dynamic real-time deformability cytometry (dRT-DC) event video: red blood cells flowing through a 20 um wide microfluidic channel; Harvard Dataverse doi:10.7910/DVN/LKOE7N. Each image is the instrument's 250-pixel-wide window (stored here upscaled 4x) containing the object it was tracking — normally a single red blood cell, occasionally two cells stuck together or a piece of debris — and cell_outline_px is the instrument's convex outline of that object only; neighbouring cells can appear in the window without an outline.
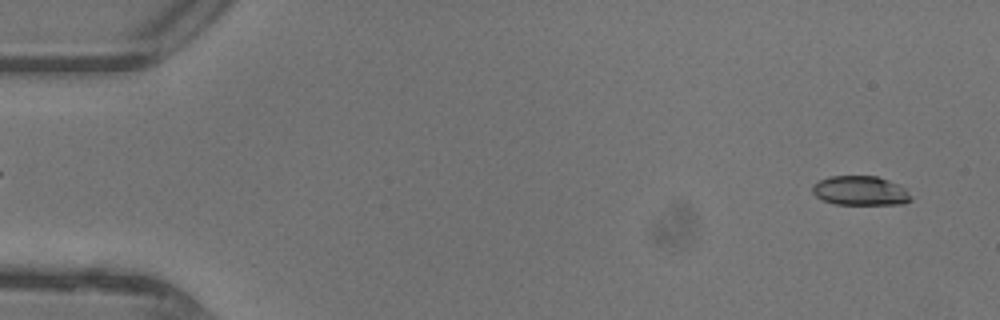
{"species": "common noctule bat (a hibernating species)", "species_latin": "Nyctalus noctula", "temperature_condition": "warm", "stored_images_in_passage": 46, "camera_frame_rate_fps": 3000, "um_per_image_px": 0.085, "animal": {"sex": "female"}, "frame": {"image": 1, "passage_image": 2, "time_ms": 0.333, "image_size_px": [1000, 320], "cell_outline_px": [[912, 200], [904, 204], [836, 204], [824, 200], [816, 196], [812, 192], [812, 184], [828, 176], [876, 176], [888, 180], [904, 188], [912, 196]], "centroid_in_image_um": [73.12, 16.21], "position_along_channel_um": 11.9, "area_um2": 16.82}}
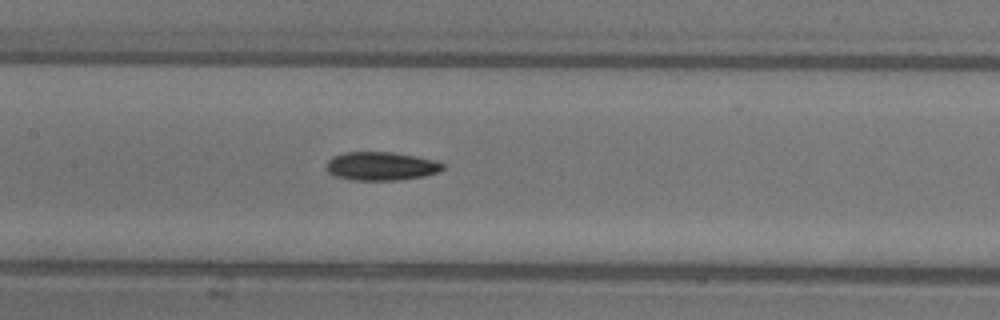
{"frame": {"image": 2, "passage_image": 22, "time_ms": 7.0, "image_size_px": [1000, 320], "cell_outline_px": [[444, 168], [440, 172], [424, 176], [396, 180], [352, 180], [336, 176], [328, 172], [328, 160], [332, 156], [344, 152], [392, 152], [436, 160], [444, 164]], "centroid_in_image_um": [32.42, 14.12], "position_along_channel_um": 175.0, "area_um2": 19.31}}
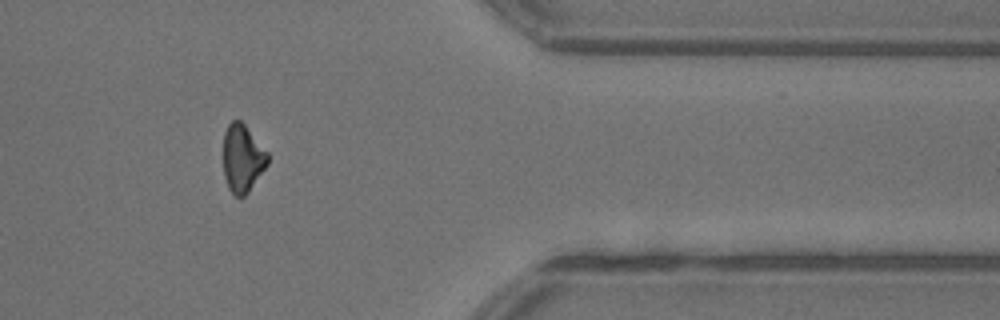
{"frame": {"image": 3, "passage_image": 38, "time_ms": 12.333, "image_size_px": [1000, 320], "cell_outline_px": [[268, 164], [248, 192], [244, 196], [236, 196], [228, 188], [224, 176], [224, 132], [228, 124], [232, 120], [240, 120], [244, 124], [268, 152]], "centroid_in_image_um": [20.61, 13.45], "position_along_channel_um": 390.8, "area_um2": 17.4}, "authors_computed_cell_mechanics": {"area_um2": 18.1781, "velocity_mm_per_s": 4.4531, "shape_relaxation_time_tau1_ms": 5.2786, "shape_relaxation_time_tau2_ms": 9.2107, "deformation_change_tau1": 0.1523, "deformation_change_tau2": 0.2067}}